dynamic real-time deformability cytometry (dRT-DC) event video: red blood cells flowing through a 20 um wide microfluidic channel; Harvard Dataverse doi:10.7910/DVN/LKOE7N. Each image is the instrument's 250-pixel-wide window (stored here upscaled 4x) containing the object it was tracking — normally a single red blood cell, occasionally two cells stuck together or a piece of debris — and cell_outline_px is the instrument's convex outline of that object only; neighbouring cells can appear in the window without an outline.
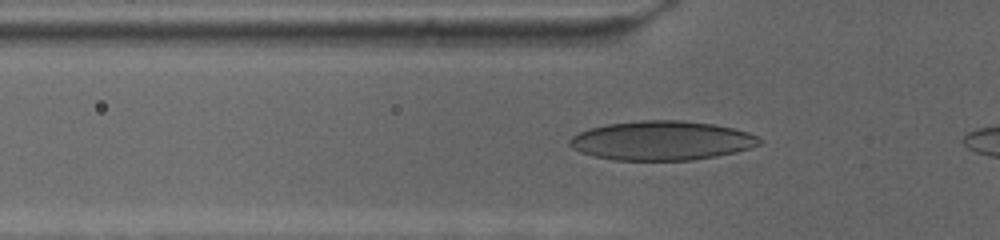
{"species": "human", "species_latin": "Homo sapiens", "temperature_condition": "cold", "stored_images_in_passage": 41, "camera_frame_rate_fps": 3000, "um_per_image_px": 0.085, "donor": {"sex": "female"}, "frame": {"image": 1, "passage_image": 3, "time_ms": 0.667, "image_size_px": [1000, 240], "cell_outline_px": [[764, 140], [760, 144], [752, 148], [736, 152], [716, 156], [692, 160], [616, 160], [596, 156], [580, 152], [572, 148], [568, 144], [568, 140], [572, 136], [588, 128], [608, 124], [640, 120], [684, 120], [716, 124], [748, 132], [760, 136]], "centroid_in_image_um": [56.28, 11.94], "position_along_channel_um": 69.5, "area_um2": 43.7}}
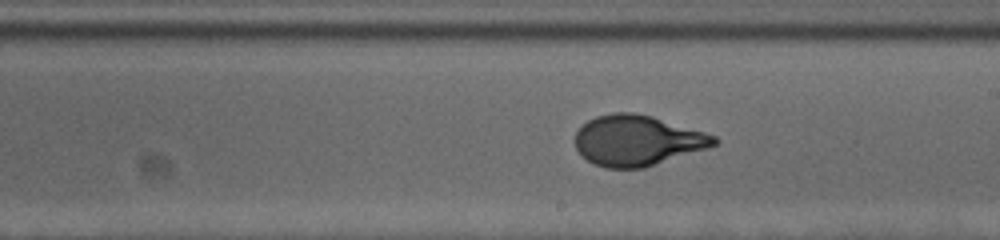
{"frame": {"image": 2, "passage_image": 20, "time_ms": 6.333, "image_size_px": [1000, 240], "cell_outline_px": [[720, 140], [716, 144], [708, 148], [644, 168], [608, 168], [592, 164], [576, 148], [576, 132], [588, 120], [596, 116], [612, 112], [632, 112], [652, 116], [704, 132], [716, 136]], "centroid_in_image_um": [54.18, 11.94], "position_along_channel_um": 234.8, "area_um2": 40.75}}
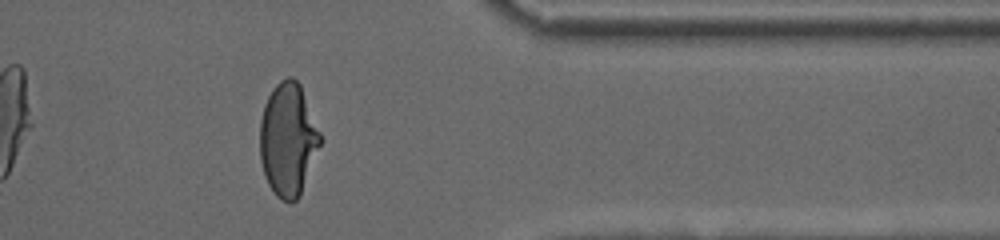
{"frame": {"image": 3, "passage_image": 37, "time_ms": 12.0, "image_size_px": [1000, 240], "cell_outline_px": [[324, 140], [300, 196], [292, 204], [280, 200], [276, 196], [268, 184], [264, 176], [260, 160], [260, 120], [264, 104], [272, 88], [280, 80], [288, 76], [292, 76], [300, 84]], "centroid_in_image_um": [24.5, 11.89], "position_along_channel_um": 386.9, "area_um2": 40.58}}